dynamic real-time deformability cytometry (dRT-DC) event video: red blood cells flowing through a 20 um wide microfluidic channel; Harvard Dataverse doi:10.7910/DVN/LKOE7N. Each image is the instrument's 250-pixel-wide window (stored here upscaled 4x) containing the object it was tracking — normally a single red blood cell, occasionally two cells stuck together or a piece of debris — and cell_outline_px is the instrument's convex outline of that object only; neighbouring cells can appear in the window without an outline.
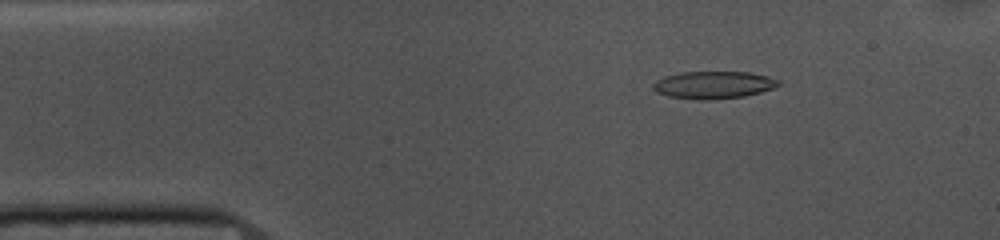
{"species": "common noctule bat (a hibernating species)", "species_latin": "Nyctalus noctula", "temperature_condition": "cold", "stored_images_in_passage": 52, "camera_frame_rate_fps": 3000, "um_per_image_px": 0.085, "animal": {"sex": "female", "body_mass_g": 10.0, "forearm_length_mm": 53.1}, "frame": {"image": 1, "passage_image": 7, "time_ms": 2.0, "image_size_px": [1000, 240], "cell_outline_px": [[780, 84], [772, 88], [760, 92], [744, 96], [708, 100], [700, 100], [668, 96], [656, 92], [652, 88], [652, 84], [656, 80], [664, 76], [680, 72], [748, 72], [768, 76], [780, 80]], "centroid_in_image_um": [60.61, 7.21], "position_along_channel_um": 24.4, "area_um2": 20.06}}
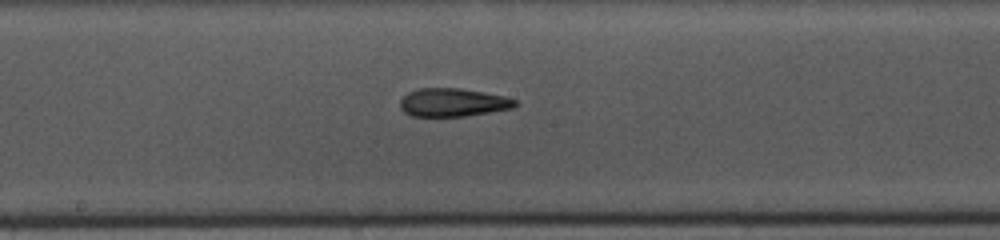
{"frame": {"image": 2, "passage_image": 26, "time_ms": 8.333, "image_size_px": [1000, 240], "cell_outline_px": [[516, 104], [512, 108], [464, 116], [412, 116], [404, 112], [400, 108], [400, 100], [408, 92], [416, 88], [460, 88], [504, 96], [516, 100]], "centroid_in_image_um": [38.44, 8.7], "position_along_channel_um": 209.8, "area_um2": 18.79}}
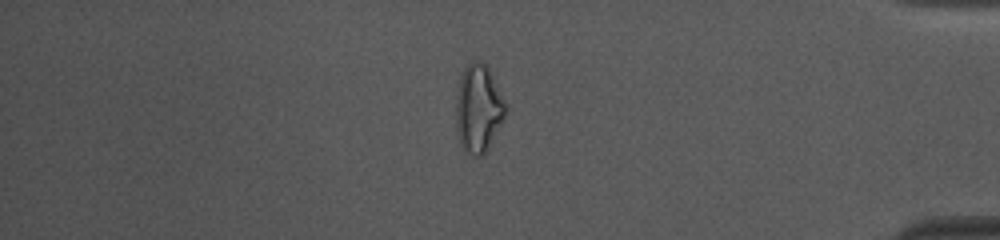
{"frame": {"image": 3, "passage_image": 44, "time_ms": 14.333, "image_size_px": [1000, 240], "cell_outline_px": [[508, 108], [504, 116], [484, 152], [480, 156], [476, 156], [464, 152], [460, 144], [456, 128], [456, 100], [460, 76], [464, 68], [472, 60], [480, 60], [488, 68], [508, 104]], "centroid_in_image_um": [40.65, 9.18], "position_along_channel_um": 394.6, "area_um2": 25.2}, "authors_computed_cell_mechanics": {"area_um2": 20.0566, "velocity_mm_per_s": 3.6994, "shape_relaxation_time_tau1_ms": null, "shape_relaxation_time_tau2_ms": 4.8536, "deformation_change_tau1": null, "deformation_change_tau2": 0.159}}